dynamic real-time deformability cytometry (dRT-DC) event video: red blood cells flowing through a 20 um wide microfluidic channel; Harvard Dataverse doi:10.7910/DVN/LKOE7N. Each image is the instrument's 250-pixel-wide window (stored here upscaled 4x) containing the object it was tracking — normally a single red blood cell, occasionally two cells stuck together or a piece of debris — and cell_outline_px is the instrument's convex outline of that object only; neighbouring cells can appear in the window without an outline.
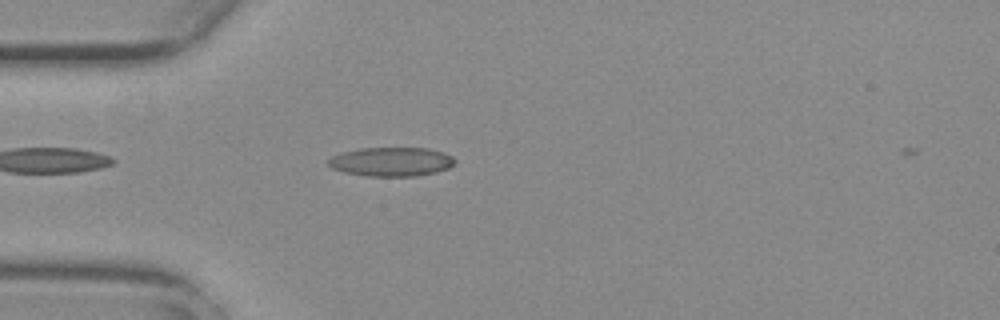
{"species": "common noctule bat (a hibernating species)", "species_latin": "Nyctalus noctula", "temperature_condition": "warm", "stored_images_in_passage": 5, "camera_frame_rate_fps": 3000, "um_per_image_px": 0.085, "animal": {"sex": "female", "body_mass_g": 29.2, "forearm_length_mm": 56.3}, "frame": {"image": 1, "passage_image": 3, "time_ms": 0.667, "image_size_px": [1000, 320], "cell_outline_px": [[456, 160], [448, 168], [436, 172], [416, 176], [368, 176], [344, 172], [332, 168], [328, 164], [328, 160], [332, 156], [340, 152], [360, 148], [428, 148], [444, 152], [452, 156]], "centroid_in_image_um": [33.25, 13.74], "position_along_channel_um": 51.7, "area_um2": 21.44}}